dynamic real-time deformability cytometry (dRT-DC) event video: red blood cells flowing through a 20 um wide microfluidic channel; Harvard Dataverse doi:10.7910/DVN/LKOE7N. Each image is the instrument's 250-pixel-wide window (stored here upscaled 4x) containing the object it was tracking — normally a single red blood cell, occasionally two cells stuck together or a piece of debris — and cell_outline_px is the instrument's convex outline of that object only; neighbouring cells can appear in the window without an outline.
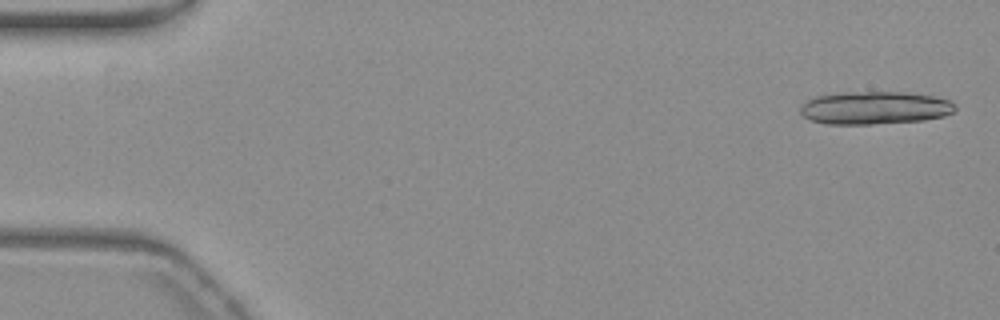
{"species": "common noctule bat (a hibernating species)", "species_latin": "Nyctalus noctula", "temperature_condition": "warm", "stored_images_in_passage": 18, "camera_frame_rate_fps": 3000, "um_per_image_px": 0.085, "animal": {"sex": "female", "body_mass_g": 19.3, "forearm_length_mm": 54.1}, "frame": {"image": 1, "passage_image": 2, "time_ms": 0.333, "image_size_px": [1000, 320], "cell_outline_px": [[956, 108], [952, 112], [944, 116], [924, 120], [872, 124], [824, 124], [812, 120], [804, 116], [800, 112], [800, 108], [808, 100], [816, 96], [848, 92], [900, 92], [932, 96], [948, 100], [956, 104]], "centroid_in_image_um": [74.36, 9.17], "position_along_channel_um": 10.6, "area_um2": 29.42}}